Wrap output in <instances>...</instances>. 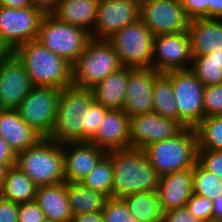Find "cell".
Segmentation results:
<instances>
[{"label":"cell","mask_w":222,"mask_h":222,"mask_svg":"<svg viewBox=\"0 0 222 222\" xmlns=\"http://www.w3.org/2000/svg\"><path fill=\"white\" fill-rule=\"evenodd\" d=\"M106 155L111 159L114 168L113 198L158 189L160 176L142 149L111 150Z\"/></svg>","instance_id":"1"},{"label":"cell","mask_w":222,"mask_h":222,"mask_svg":"<svg viewBox=\"0 0 222 222\" xmlns=\"http://www.w3.org/2000/svg\"><path fill=\"white\" fill-rule=\"evenodd\" d=\"M22 62L34 87L63 89L72 84V65L38 40H31L12 51Z\"/></svg>","instance_id":"2"},{"label":"cell","mask_w":222,"mask_h":222,"mask_svg":"<svg viewBox=\"0 0 222 222\" xmlns=\"http://www.w3.org/2000/svg\"><path fill=\"white\" fill-rule=\"evenodd\" d=\"M143 151L159 176L193 168L198 160L196 131L184 127L176 136L152 143Z\"/></svg>","instance_id":"3"},{"label":"cell","mask_w":222,"mask_h":222,"mask_svg":"<svg viewBox=\"0 0 222 222\" xmlns=\"http://www.w3.org/2000/svg\"><path fill=\"white\" fill-rule=\"evenodd\" d=\"M16 165L38 187L65 182L62 144L48 138L18 153Z\"/></svg>","instance_id":"4"},{"label":"cell","mask_w":222,"mask_h":222,"mask_svg":"<svg viewBox=\"0 0 222 222\" xmlns=\"http://www.w3.org/2000/svg\"><path fill=\"white\" fill-rule=\"evenodd\" d=\"M122 67L107 40L91 39L72 64V85L91 88Z\"/></svg>","instance_id":"5"},{"label":"cell","mask_w":222,"mask_h":222,"mask_svg":"<svg viewBox=\"0 0 222 222\" xmlns=\"http://www.w3.org/2000/svg\"><path fill=\"white\" fill-rule=\"evenodd\" d=\"M91 39L85 29L62 22L52 14H45L36 40L72 65Z\"/></svg>","instance_id":"6"},{"label":"cell","mask_w":222,"mask_h":222,"mask_svg":"<svg viewBox=\"0 0 222 222\" xmlns=\"http://www.w3.org/2000/svg\"><path fill=\"white\" fill-rule=\"evenodd\" d=\"M153 38L151 31L139 19L118 30L107 41L118 55L122 66L152 67Z\"/></svg>","instance_id":"7"},{"label":"cell","mask_w":222,"mask_h":222,"mask_svg":"<svg viewBox=\"0 0 222 222\" xmlns=\"http://www.w3.org/2000/svg\"><path fill=\"white\" fill-rule=\"evenodd\" d=\"M165 74L172 81L178 122L183 127L194 128L204 118V84L190 69L173 70Z\"/></svg>","instance_id":"8"},{"label":"cell","mask_w":222,"mask_h":222,"mask_svg":"<svg viewBox=\"0 0 222 222\" xmlns=\"http://www.w3.org/2000/svg\"><path fill=\"white\" fill-rule=\"evenodd\" d=\"M60 92L55 87H33L16 109L42 138H48L53 129Z\"/></svg>","instance_id":"9"},{"label":"cell","mask_w":222,"mask_h":222,"mask_svg":"<svg viewBox=\"0 0 222 222\" xmlns=\"http://www.w3.org/2000/svg\"><path fill=\"white\" fill-rule=\"evenodd\" d=\"M44 15L34 6L20 9L0 6V38L11 51L36 40Z\"/></svg>","instance_id":"10"},{"label":"cell","mask_w":222,"mask_h":222,"mask_svg":"<svg viewBox=\"0 0 222 222\" xmlns=\"http://www.w3.org/2000/svg\"><path fill=\"white\" fill-rule=\"evenodd\" d=\"M140 19L153 36L187 31L190 22L180 0H140Z\"/></svg>","instance_id":"11"},{"label":"cell","mask_w":222,"mask_h":222,"mask_svg":"<svg viewBox=\"0 0 222 222\" xmlns=\"http://www.w3.org/2000/svg\"><path fill=\"white\" fill-rule=\"evenodd\" d=\"M192 60L188 31L154 36L152 68L157 72L190 69Z\"/></svg>","instance_id":"12"},{"label":"cell","mask_w":222,"mask_h":222,"mask_svg":"<svg viewBox=\"0 0 222 222\" xmlns=\"http://www.w3.org/2000/svg\"><path fill=\"white\" fill-rule=\"evenodd\" d=\"M140 19V0H99L91 38L107 40Z\"/></svg>","instance_id":"13"},{"label":"cell","mask_w":222,"mask_h":222,"mask_svg":"<svg viewBox=\"0 0 222 222\" xmlns=\"http://www.w3.org/2000/svg\"><path fill=\"white\" fill-rule=\"evenodd\" d=\"M130 148L144 149L146 146L176 136L184 127L174 119L155 112L130 117Z\"/></svg>","instance_id":"14"},{"label":"cell","mask_w":222,"mask_h":222,"mask_svg":"<svg viewBox=\"0 0 222 222\" xmlns=\"http://www.w3.org/2000/svg\"><path fill=\"white\" fill-rule=\"evenodd\" d=\"M33 87L30 76L13 52L0 61V109H17Z\"/></svg>","instance_id":"15"},{"label":"cell","mask_w":222,"mask_h":222,"mask_svg":"<svg viewBox=\"0 0 222 222\" xmlns=\"http://www.w3.org/2000/svg\"><path fill=\"white\" fill-rule=\"evenodd\" d=\"M160 74L152 67L134 68L128 79L122 110L129 116L153 112V85Z\"/></svg>","instance_id":"16"},{"label":"cell","mask_w":222,"mask_h":222,"mask_svg":"<svg viewBox=\"0 0 222 222\" xmlns=\"http://www.w3.org/2000/svg\"><path fill=\"white\" fill-rule=\"evenodd\" d=\"M65 182H80L107 152L90 142L62 144Z\"/></svg>","instance_id":"17"},{"label":"cell","mask_w":222,"mask_h":222,"mask_svg":"<svg viewBox=\"0 0 222 222\" xmlns=\"http://www.w3.org/2000/svg\"><path fill=\"white\" fill-rule=\"evenodd\" d=\"M129 124L130 117L123 110L109 109L88 142L106 152L130 148Z\"/></svg>","instance_id":"18"},{"label":"cell","mask_w":222,"mask_h":222,"mask_svg":"<svg viewBox=\"0 0 222 222\" xmlns=\"http://www.w3.org/2000/svg\"><path fill=\"white\" fill-rule=\"evenodd\" d=\"M193 168L159 178L158 193L164 212L186 206L193 194Z\"/></svg>","instance_id":"19"},{"label":"cell","mask_w":222,"mask_h":222,"mask_svg":"<svg viewBox=\"0 0 222 222\" xmlns=\"http://www.w3.org/2000/svg\"><path fill=\"white\" fill-rule=\"evenodd\" d=\"M0 136L16 155L42 139L20 117L16 109H0Z\"/></svg>","instance_id":"20"},{"label":"cell","mask_w":222,"mask_h":222,"mask_svg":"<svg viewBox=\"0 0 222 222\" xmlns=\"http://www.w3.org/2000/svg\"><path fill=\"white\" fill-rule=\"evenodd\" d=\"M187 31L191 39L193 57L222 49V19H192Z\"/></svg>","instance_id":"21"},{"label":"cell","mask_w":222,"mask_h":222,"mask_svg":"<svg viewBox=\"0 0 222 222\" xmlns=\"http://www.w3.org/2000/svg\"><path fill=\"white\" fill-rule=\"evenodd\" d=\"M133 69V67L122 66L91 87L94 101L108 109L122 110L129 75Z\"/></svg>","instance_id":"22"},{"label":"cell","mask_w":222,"mask_h":222,"mask_svg":"<svg viewBox=\"0 0 222 222\" xmlns=\"http://www.w3.org/2000/svg\"><path fill=\"white\" fill-rule=\"evenodd\" d=\"M34 201L46 218L58 222H72L73 214L67 197V182L38 187Z\"/></svg>","instance_id":"23"},{"label":"cell","mask_w":222,"mask_h":222,"mask_svg":"<svg viewBox=\"0 0 222 222\" xmlns=\"http://www.w3.org/2000/svg\"><path fill=\"white\" fill-rule=\"evenodd\" d=\"M99 0H60L52 13L57 19L92 32Z\"/></svg>","instance_id":"24"},{"label":"cell","mask_w":222,"mask_h":222,"mask_svg":"<svg viewBox=\"0 0 222 222\" xmlns=\"http://www.w3.org/2000/svg\"><path fill=\"white\" fill-rule=\"evenodd\" d=\"M38 186L17 165L6 171L0 196L16 204H23L35 200Z\"/></svg>","instance_id":"25"},{"label":"cell","mask_w":222,"mask_h":222,"mask_svg":"<svg viewBox=\"0 0 222 222\" xmlns=\"http://www.w3.org/2000/svg\"><path fill=\"white\" fill-rule=\"evenodd\" d=\"M137 222H162V209L157 190L136 193L121 198Z\"/></svg>","instance_id":"26"},{"label":"cell","mask_w":222,"mask_h":222,"mask_svg":"<svg viewBox=\"0 0 222 222\" xmlns=\"http://www.w3.org/2000/svg\"><path fill=\"white\" fill-rule=\"evenodd\" d=\"M67 197L73 215L102 212L109 197L86 188L81 182H67Z\"/></svg>","instance_id":"27"},{"label":"cell","mask_w":222,"mask_h":222,"mask_svg":"<svg viewBox=\"0 0 222 222\" xmlns=\"http://www.w3.org/2000/svg\"><path fill=\"white\" fill-rule=\"evenodd\" d=\"M83 111L57 110L53 129L48 139L59 144L81 142V113Z\"/></svg>","instance_id":"28"},{"label":"cell","mask_w":222,"mask_h":222,"mask_svg":"<svg viewBox=\"0 0 222 222\" xmlns=\"http://www.w3.org/2000/svg\"><path fill=\"white\" fill-rule=\"evenodd\" d=\"M153 112L178 121V107L174 99L171 79L160 73L153 85Z\"/></svg>","instance_id":"29"},{"label":"cell","mask_w":222,"mask_h":222,"mask_svg":"<svg viewBox=\"0 0 222 222\" xmlns=\"http://www.w3.org/2000/svg\"><path fill=\"white\" fill-rule=\"evenodd\" d=\"M190 70L204 84V87L222 84V49L193 57Z\"/></svg>","instance_id":"30"},{"label":"cell","mask_w":222,"mask_h":222,"mask_svg":"<svg viewBox=\"0 0 222 222\" xmlns=\"http://www.w3.org/2000/svg\"><path fill=\"white\" fill-rule=\"evenodd\" d=\"M194 129L198 149L222 150V115L204 117Z\"/></svg>","instance_id":"31"},{"label":"cell","mask_w":222,"mask_h":222,"mask_svg":"<svg viewBox=\"0 0 222 222\" xmlns=\"http://www.w3.org/2000/svg\"><path fill=\"white\" fill-rule=\"evenodd\" d=\"M114 168L111 159L105 155L80 182L93 191L112 197Z\"/></svg>","instance_id":"32"},{"label":"cell","mask_w":222,"mask_h":222,"mask_svg":"<svg viewBox=\"0 0 222 222\" xmlns=\"http://www.w3.org/2000/svg\"><path fill=\"white\" fill-rule=\"evenodd\" d=\"M94 101L91 88L66 86L61 89L57 110L84 111Z\"/></svg>","instance_id":"33"},{"label":"cell","mask_w":222,"mask_h":222,"mask_svg":"<svg viewBox=\"0 0 222 222\" xmlns=\"http://www.w3.org/2000/svg\"><path fill=\"white\" fill-rule=\"evenodd\" d=\"M193 193L213 200L222 193V180L198 162L193 166Z\"/></svg>","instance_id":"34"},{"label":"cell","mask_w":222,"mask_h":222,"mask_svg":"<svg viewBox=\"0 0 222 222\" xmlns=\"http://www.w3.org/2000/svg\"><path fill=\"white\" fill-rule=\"evenodd\" d=\"M96 101H93L89 108L81 113V142H88L96 133L105 113L108 111Z\"/></svg>","instance_id":"35"},{"label":"cell","mask_w":222,"mask_h":222,"mask_svg":"<svg viewBox=\"0 0 222 222\" xmlns=\"http://www.w3.org/2000/svg\"><path fill=\"white\" fill-rule=\"evenodd\" d=\"M102 213L105 222H137L121 198H109Z\"/></svg>","instance_id":"36"},{"label":"cell","mask_w":222,"mask_h":222,"mask_svg":"<svg viewBox=\"0 0 222 222\" xmlns=\"http://www.w3.org/2000/svg\"><path fill=\"white\" fill-rule=\"evenodd\" d=\"M203 108L204 117L222 115V84L205 87Z\"/></svg>","instance_id":"37"},{"label":"cell","mask_w":222,"mask_h":222,"mask_svg":"<svg viewBox=\"0 0 222 222\" xmlns=\"http://www.w3.org/2000/svg\"><path fill=\"white\" fill-rule=\"evenodd\" d=\"M197 162L222 180V150L198 149Z\"/></svg>","instance_id":"38"},{"label":"cell","mask_w":222,"mask_h":222,"mask_svg":"<svg viewBox=\"0 0 222 222\" xmlns=\"http://www.w3.org/2000/svg\"><path fill=\"white\" fill-rule=\"evenodd\" d=\"M186 207L201 222H212V200L193 193Z\"/></svg>","instance_id":"39"},{"label":"cell","mask_w":222,"mask_h":222,"mask_svg":"<svg viewBox=\"0 0 222 222\" xmlns=\"http://www.w3.org/2000/svg\"><path fill=\"white\" fill-rule=\"evenodd\" d=\"M45 218L44 212L35 201L19 204L18 222H42Z\"/></svg>","instance_id":"40"},{"label":"cell","mask_w":222,"mask_h":222,"mask_svg":"<svg viewBox=\"0 0 222 222\" xmlns=\"http://www.w3.org/2000/svg\"><path fill=\"white\" fill-rule=\"evenodd\" d=\"M209 0H180L186 16L192 20L196 18H208Z\"/></svg>","instance_id":"41"},{"label":"cell","mask_w":222,"mask_h":222,"mask_svg":"<svg viewBox=\"0 0 222 222\" xmlns=\"http://www.w3.org/2000/svg\"><path fill=\"white\" fill-rule=\"evenodd\" d=\"M162 222H201L186 206L164 212Z\"/></svg>","instance_id":"42"},{"label":"cell","mask_w":222,"mask_h":222,"mask_svg":"<svg viewBox=\"0 0 222 222\" xmlns=\"http://www.w3.org/2000/svg\"><path fill=\"white\" fill-rule=\"evenodd\" d=\"M19 205L0 196V222H18Z\"/></svg>","instance_id":"43"},{"label":"cell","mask_w":222,"mask_h":222,"mask_svg":"<svg viewBox=\"0 0 222 222\" xmlns=\"http://www.w3.org/2000/svg\"><path fill=\"white\" fill-rule=\"evenodd\" d=\"M0 165L8 168L16 165V154L10 149L7 142L0 136Z\"/></svg>","instance_id":"44"},{"label":"cell","mask_w":222,"mask_h":222,"mask_svg":"<svg viewBox=\"0 0 222 222\" xmlns=\"http://www.w3.org/2000/svg\"><path fill=\"white\" fill-rule=\"evenodd\" d=\"M59 1L60 0H31V4L44 14H52L58 7Z\"/></svg>","instance_id":"45"},{"label":"cell","mask_w":222,"mask_h":222,"mask_svg":"<svg viewBox=\"0 0 222 222\" xmlns=\"http://www.w3.org/2000/svg\"><path fill=\"white\" fill-rule=\"evenodd\" d=\"M72 222H105L102 212L73 215Z\"/></svg>","instance_id":"46"},{"label":"cell","mask_w":222,"mask_h":222,"mask_svg":"<svg viewBox=\"0 0 222 222\" xmlns=\"http://www.w3.org/2000/svg\"><path fill=\"white\" fill-rule=\"evenodd\" d=\"M208 18L222 19V0H209Z\"/></svg>","instance_id":"47"},{"label":"cell","mask_w":222,"mask_h":222,"mask_svg":"<svg viewBox=\"0 0 222 222\" xmlns=\"http://www.w3.org/2000/svg\"><path fill=\"white\" fill-rule=\"evenodd\" d=\"M212 222L222 221V193L212 200Z\"/></svg>","instance_id":"48"},{"label":"cell","mask_w":222,"mask_h":222,"mask_svg":"<svg viewBox=\"0 0 222 222\" xmlns=\"http://www.w3.org/2000/svg\"><path fill=\"white\" fill-rule=\"evenodd\" d=\"M0 6L20 9L32 6L31 0H0Z\"/></svg>","instance_id":"49"},{"label":"cell","mask_w":222,"mask_h":222,"mask_svg":"<svg viewBox=\"0 0 222 222\" xmlns=\"http://www.w3.org/2000/svg\"><path fill=\"white\" fill-rule=\"evenodd\" d=\"M12 51L0 38V61L6 58Z\"/></svg>","instance_id":"50"},{"label":"cell","mask_w":222,"mask_h":222,"mask_svg":"<svg viewBox=\"0 0 222 222\" xmlns=\"http://www.w3.org/2000/svg\"><path fill=\"white\" fill-rule=\"evenodd\" d=\"M7 169L8 167L6 165H0V190L3 186Z\"/></svg>","instance_id":"51"},{"label":"cell","mask_w":222,"mask_h":222,"mask_svg":"<svg viewBox=\"0 0 222 222\" xmlns=\"http://www.w3.org/2000/svg\"><path fill=\"white\" fill-rule=\"evenodd\" d=\"M42 222H58L49 218H45Z\"/></svg>","instance_id":"52"}]
</instances>
